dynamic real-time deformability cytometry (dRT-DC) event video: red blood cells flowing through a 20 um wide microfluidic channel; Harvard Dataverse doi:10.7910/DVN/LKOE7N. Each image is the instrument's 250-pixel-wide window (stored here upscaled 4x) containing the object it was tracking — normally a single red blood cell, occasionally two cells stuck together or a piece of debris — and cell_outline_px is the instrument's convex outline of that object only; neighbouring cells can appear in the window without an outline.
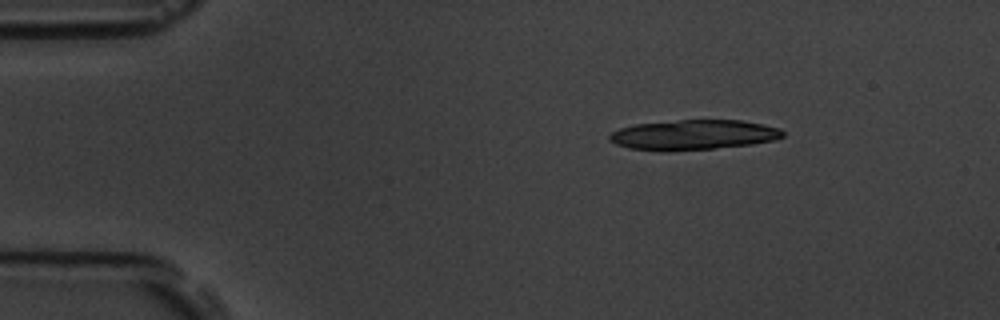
{"species": "common noctule bat (a hibernating species)", "species_latin": "Nyctalus noctula", "temperature_condition": "room temperature", "stored_images_in_passage": 10, "camera_frame_rate_fps": 3000, "um_per_image_px": 0.085, "animal": {"sex": "male", "body_mass_g": 19.5, "forearm_length_mm": 54.6}, "frame": {"image": 1, "passage_image": 1, "time_ms": 0.0, "image_size_px": [1000, 320], "cell_outline_px": [[784, 136], [772, 140], [752, 144], [712, 148], [668, 152], [660, 152], [628, 148], [616, 144], [608, 140], [608, 136], [612, 132], [620, 128], [636, 124], [680, 120], [740, 120], [780, 128], [784, 132]], "centroid_in_image_um": [58.89, 11.47], "position_along_channel_um": 26.1, "area_um2": 30.35}}
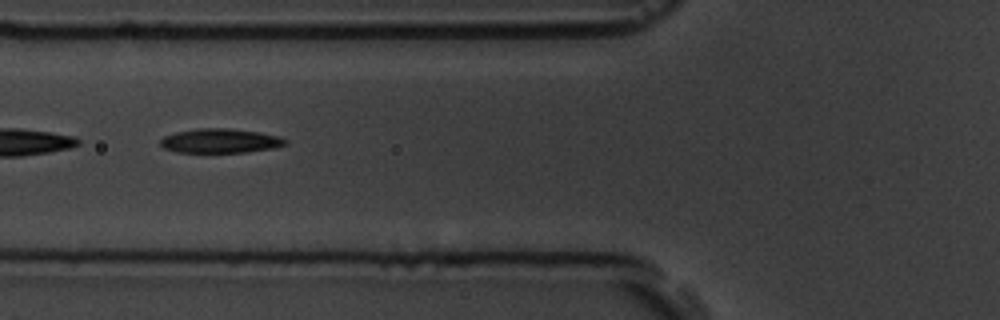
{"frame": {"image": 2, "passage_image": 5, "time_ms": 4.333, "image_size_px": [1000, 320], "cell_outline_px": [[288, 144], [272, 148], [244, 152], [176, 152], [164, 148], [160, 144], [160, 140], [164, 136], [176, 132], [196, 128], [228, 128], [260, 132], [276, 136], [288, 140]], "centroid_in_image_um": [18.7, 11.96], "position_along_channel_um": 107.1, "area_um2": 17.63}}
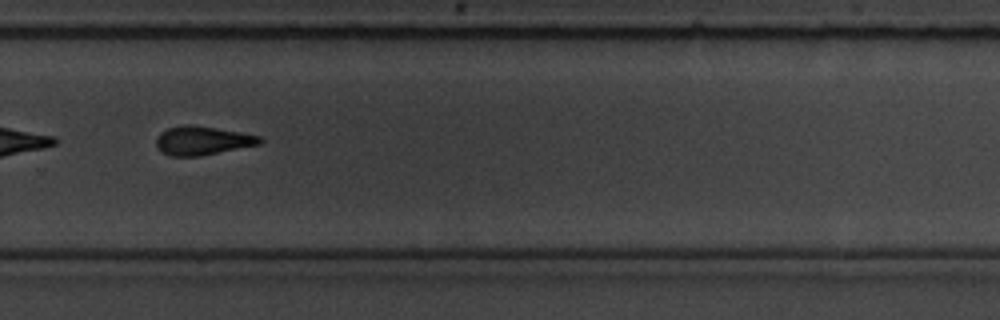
{"frame": {"image": 3, "passage_image": 10, "time_ms": 10.0, "image_size_px": [1000, 320], "cell_outline_px": [[264, 140], [260, 144], [200, 156], [168, 156], [156, 144], [156, 136], [160, 132], [168, 128], [184, 124], [192, 124], [240, 132], [260, 136]], "centroid_in_image_um": [17.2, 11.94], "position_along_channel_um": 312.6, "area_um2": 17.34}}